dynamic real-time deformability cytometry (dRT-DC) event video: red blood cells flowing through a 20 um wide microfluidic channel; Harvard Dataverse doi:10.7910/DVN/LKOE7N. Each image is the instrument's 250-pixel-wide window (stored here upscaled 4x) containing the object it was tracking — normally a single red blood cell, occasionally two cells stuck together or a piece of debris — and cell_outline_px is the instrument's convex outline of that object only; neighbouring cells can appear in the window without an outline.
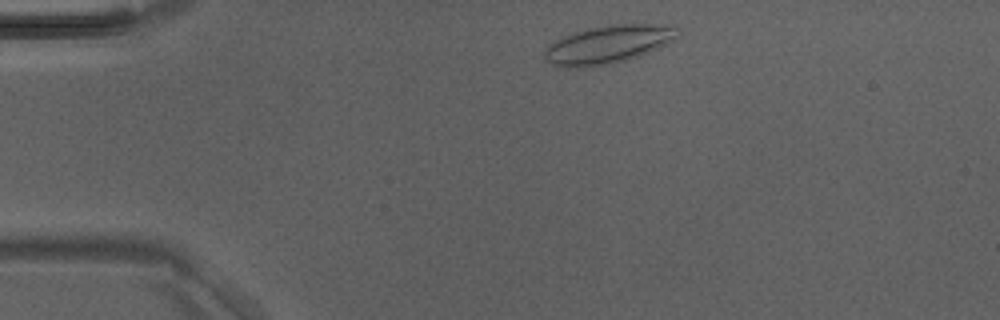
{"species": "Egyptian fruit bat (a non-hibernating species)", "species_latin": "Rousettus aegyptiacus", "temperature_condition": "room temperature", "stored_images_in_passage": 2, "camera_frame_rate_fps": 3000, "um_per_image_px": 0.085, "animal": {"sex": "male"}, "frame": {"image": 1, "passage_image": 1, "time_ms": 0.0, "image_size_px": [1000, 320], "cell_outline_px": [[676, 40], [640, 56], [628, 60], [608, 64], [580, 68], [568, 68], [552, 64], [544, 60], [544, 52], [556, 40], [564, 36], [588, 28], [612, 24], [676, 24]], "centroid_in_image_um": [51.73, 3.78], "position_along_channel_um": 33.3, "area_um2": 29.59}}